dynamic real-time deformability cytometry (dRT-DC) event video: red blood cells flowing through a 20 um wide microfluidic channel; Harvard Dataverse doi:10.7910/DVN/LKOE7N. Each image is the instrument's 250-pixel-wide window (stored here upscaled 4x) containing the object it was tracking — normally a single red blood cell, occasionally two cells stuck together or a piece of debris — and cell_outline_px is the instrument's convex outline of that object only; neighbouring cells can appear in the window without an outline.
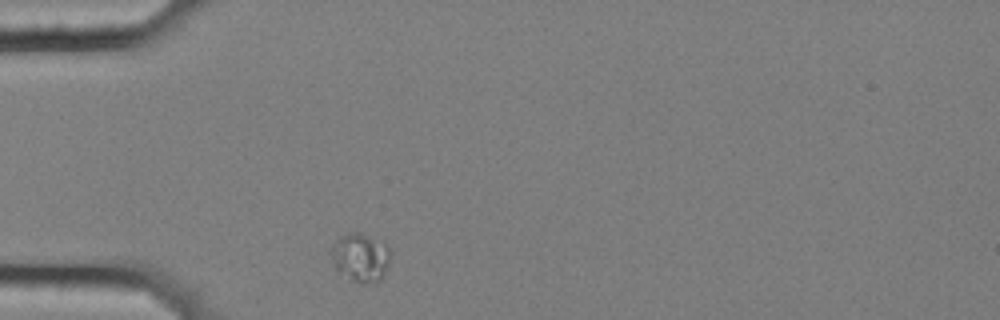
{"species": "common noctule bat (a hibernating species)", "species_latin": "Nyctalus noctula", "temperature_condition": "cold", "stored_images_in_passage": 44, "camera_frame_rate_fps": 3000, "um_per_image_px": 0.085, "animal": {"sex": "female", "body_mass_g": 25.1}, "frame": {"image": 1, "passage_image": 1, "time_ms": 0.0, "image_size_px": [1000, 320], "cell_outline_px": [[388, 268], [384, 276], [376, 284], [364, 284], [348, 280], [336, 272], [332, 256], [332, 244], [340, 236], [348, 232], [360, 232], [384, 240], [388, 244]], "centroid_in_image_um": [30.65, 21.9], "position_along_channel_um": 54.3, "area_um2": 17.4}}
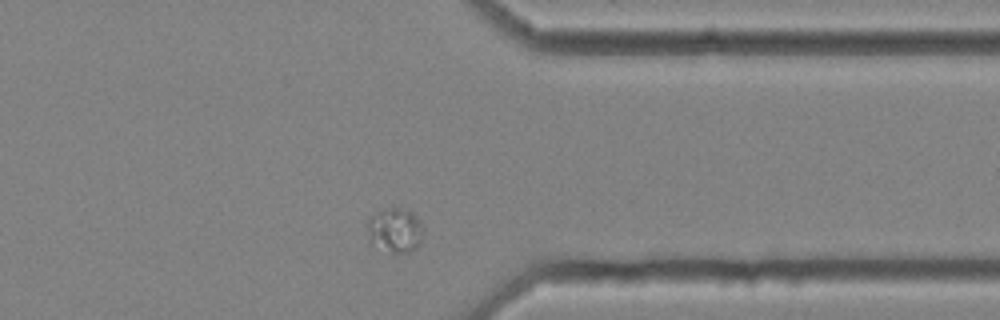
{"frame": {"image": 2, "passage_image": 32, "time_ms": 10.333, "image_size_px": [1000, 320], "cell_outline_px": [[424, 236], [420, 244], [416, 248], [408, 252], [392, 256], [372, 240], [364, 224], [368, 216], [376, 212], [392, 208], [408, 208], [420, 220], [424, 228]], "centroid_in_image_um": [33.61, 19.57], "position_along_channel_um": 377.8, "area_um2": 15.03}}
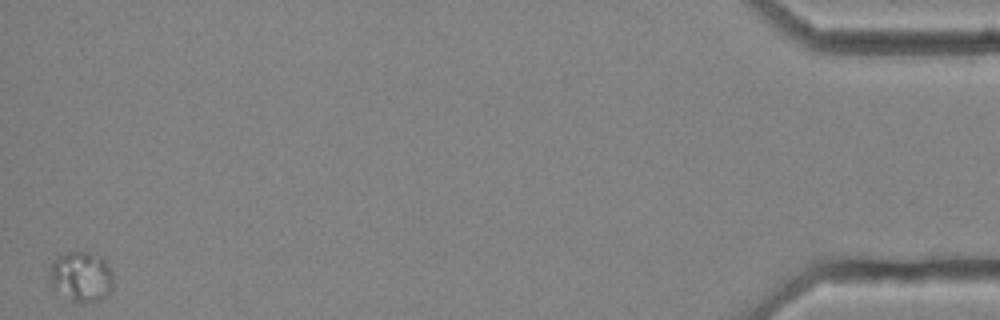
{"frame": {"image": 3, "passage_image": 44, "time_ms": 14.333, "image_size_px": [1000, 320], "cell_outline_px": [[112, 292], [108, 296], [92, 304], [76, 304], [52, 292], [48, 288], [48, 272], [52, 260], [64, 252], [96, 252], [108, 264], [112, 272]], "centroid_in_image_um": [6.83, 23.58], "position_along_channel_um": 428.4, "area_um2": 20.11}}